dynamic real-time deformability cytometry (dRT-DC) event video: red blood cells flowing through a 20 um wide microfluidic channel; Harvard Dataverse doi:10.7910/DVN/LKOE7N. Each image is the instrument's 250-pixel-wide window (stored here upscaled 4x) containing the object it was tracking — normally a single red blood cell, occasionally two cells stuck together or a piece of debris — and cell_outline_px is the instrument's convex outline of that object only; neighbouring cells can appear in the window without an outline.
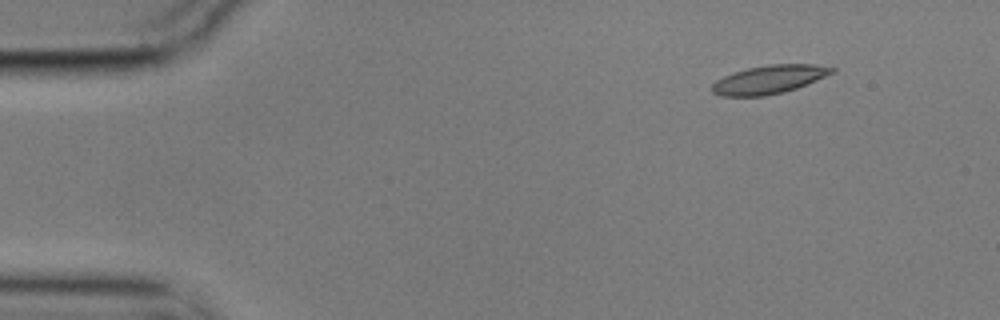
{"species": "common noctule bat (a hibernating species)", "species_latin": "Nyctalus noctula", "temperature_condition": "cold", "stored_images_in_passage": 51, "camera_frame_rate_fps": 3000, "um_per_image_px": 0.085, "animal": {"sex": "male", "body_mass_g": 17.9}, "frame": {"image": 1, "passage_image": 1, "time_ms": 0.0, "image_size_px": [1000, 320], "cell_outline_px": [[836, 72], [796, 88], [784, 92], [764, 96], [720, 96], [712, 92], [712, 84], [716, 80], [724, 76], [748, 68], [768, 64], [816, 64], [836, 68]], "centroid_in_image_um": [65.39, 6.75], "position_along_channel_um": 19.6, "area_um2": 19.83}}
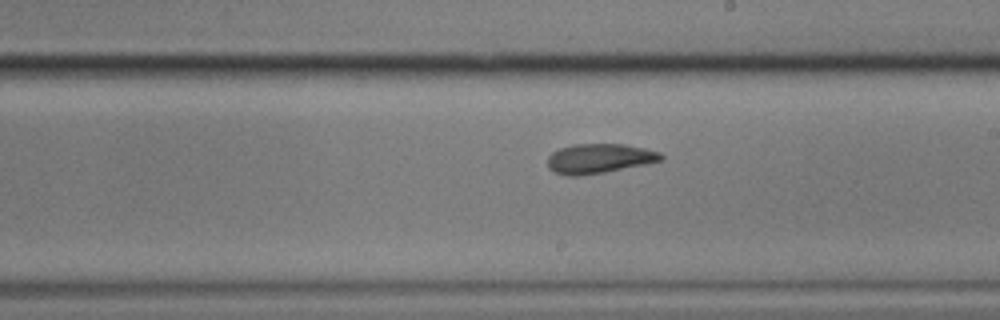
{"frame": {"image": 2, "passage_image": 27, "time_ms": 8.667, "image_size_px": [1000, 320], "cell_outline_px": [[664, 160], [648, 164], [604, 172], [580, 176], [564, 176], [552, 172], [548, 168], [548, 156], [552, 152], [560, 148], [572, 144], [624, 144], [644, 148], [660, 152], [664, 156]], "centroid_in_image_um": [50.93, 13.48], "position_along_channel_um": 238.1, "area_um2": 19.88}}
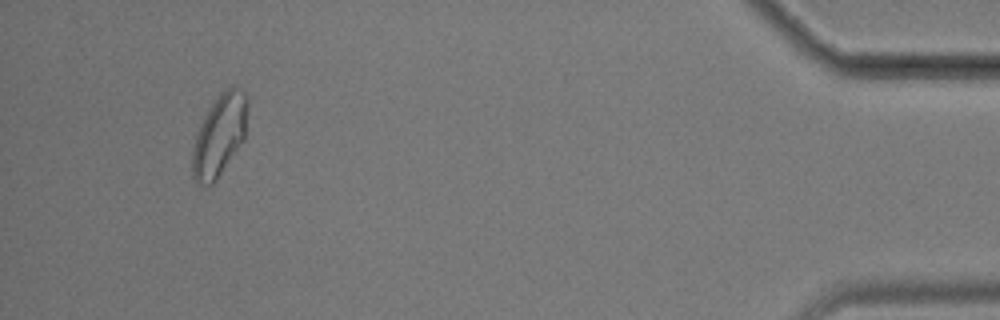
{"frame": {"image": 3, "passage_image": 48, "time_ms": 15.667, "image_size_px": [1000, 320], "cell_outline_px": [[248, 104], [244, 140], [212, 184], [196, 184], [192, 176], [192, 148], [196, 132], [204, 116], [220, 92], [232, 84], [236, 84], [248, 96]], "centroid_in_image_um": [18.65, 11.44], "position_along_channel_um": 416.5, "area_um2": 26.36}, "authors_computed_cell_mechanics": {"area_um2": 20.1144, "velocity_mm_per_s": 3.5176, "shape_relaxation_time_tau1_ms": null, "shape_relaxation_time_tau2_ms": 3.1673, "deformation_change_tau1": null, "deformation_change_tau2": 0.0894}}